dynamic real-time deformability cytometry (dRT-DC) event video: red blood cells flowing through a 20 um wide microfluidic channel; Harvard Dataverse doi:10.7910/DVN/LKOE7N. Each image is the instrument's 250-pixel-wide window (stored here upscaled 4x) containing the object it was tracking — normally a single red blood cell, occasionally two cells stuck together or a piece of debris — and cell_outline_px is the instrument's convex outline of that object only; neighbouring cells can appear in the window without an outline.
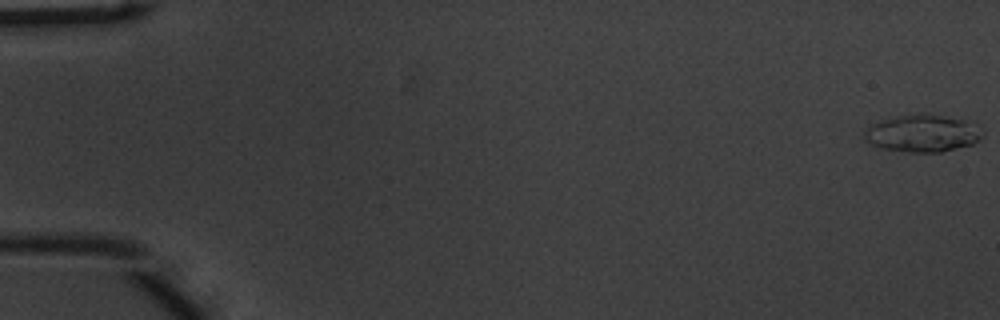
{"species": "common noctule bat (a hibernating species)", "species_latin": "Nyctalus noctula", "temperature_condition": "warm", "stored_images_in_passage": 55, "camera_frame_rate_fps": 3000, "um_per_image_px": 0.085, "animal": {"sex": "male", "body_mass_g": 20.1, "forearm_length_mm": 53.5}, "frame": {"image": 1, "passage_image": 1, "time_ms": 0.0, "image_size_px": [1000, 320], "cell_outline_px": [[984, 136], [972, 144], [940, 152], [908, 152], [880, 148], [868, 144], [860, 140], [860, 132], [872, 124], [880, 120], [896, 116], [940, 116], [964, 120], [976, 124], [984, 128]], "centroid_in_image_um": [78.34, 11.37], "position_along_channel_um": 6.7, "area_um2": 25.72}}
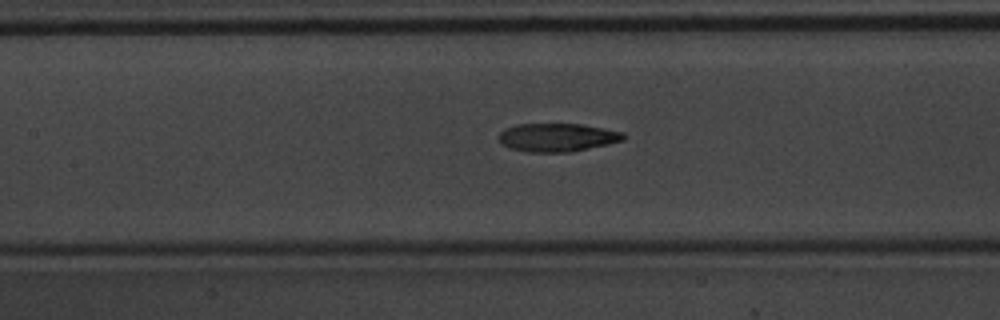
{"frame": {"image": 2, "passage_image": 26, "time_ms": 8.333, "image_size_px": [1000, 320], "cell_outline_px": [[624, 140], [608, 144], [568, 152], [528, 152], [512, 148], [500, 144], [500, 132], [504, 128], [516, 124], [580, 124], [604, 128], [624, 132]], "centroid_in_image_um": [47.36, 11.67], "position_along_channel_um": 160.0, "area_um2": 20.46}}
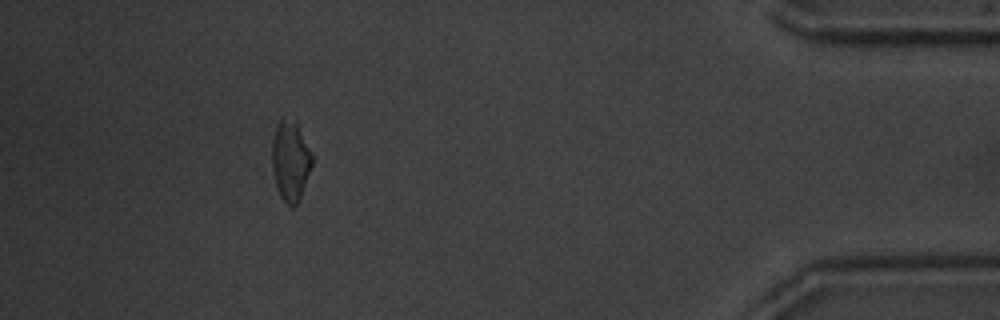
{"frame": {"image": 3, "passage_image": 50, "time_ms": 16.333, "image_size_px": [1000, 320], "cell_outline_px": [[312, 164], [300, 200], [292, 208], [280, 196], [276, 184], [272, 168], [272, 140], [276, 124], [280, 120], [296, 124], [312, 152]], "centroid_in_image_um": [24.68, 13.73], "position_along_channel_um": 410.5, "area_um2": 18.26}, "authors_computed_cell_mechanics": {"area_um2": 20.5768, "velocity_mm_per_s": 3.782, "shape_relaxation_time_tau1_ms": 4.3782, "shape_relaxation_time_tau2_ms": 2.4828, "deformation_change_tau1": 0.1944, "deformation_change_tau2": 0.0971}}